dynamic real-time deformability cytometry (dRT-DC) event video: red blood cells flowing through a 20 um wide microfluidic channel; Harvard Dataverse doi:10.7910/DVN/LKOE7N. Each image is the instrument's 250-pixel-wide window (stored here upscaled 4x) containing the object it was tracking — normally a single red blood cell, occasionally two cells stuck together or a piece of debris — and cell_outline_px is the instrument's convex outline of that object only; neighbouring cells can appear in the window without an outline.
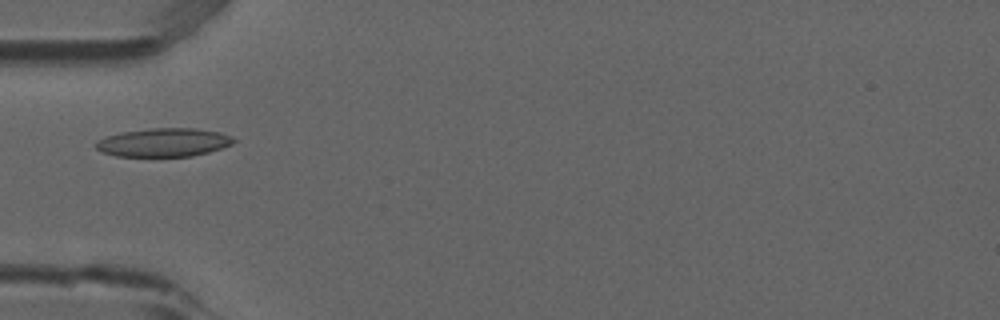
{"species": "common noctule bat (a hibernating species)", "species_latin": "Nyctalus noctula", "temperature_condition": "room temperature", "stored_images_in_passage": 6, "camera_frame_rate_fps": 3000, "um_per_image_px": 0.085, "animal": {"sex": "male", "forearm_length_mm": 52.5}, "frame": {"image": 1, "passage_image": 6, "time_ms": 1.667, "image_size_px": [1000, 320], "cell_outline_px": [[236, 140], [232, 144], [208, 152], [192, 156], [116, 156], [100, 152], [92, 144], [96, 140], [120, 132], [152, 128], [196, 128], [220, 132], [232, 136]], "centroid_in_image_um": [13.87, 12.1], "position_along_channel_um": 71.1, "area_um2": 23.0}}